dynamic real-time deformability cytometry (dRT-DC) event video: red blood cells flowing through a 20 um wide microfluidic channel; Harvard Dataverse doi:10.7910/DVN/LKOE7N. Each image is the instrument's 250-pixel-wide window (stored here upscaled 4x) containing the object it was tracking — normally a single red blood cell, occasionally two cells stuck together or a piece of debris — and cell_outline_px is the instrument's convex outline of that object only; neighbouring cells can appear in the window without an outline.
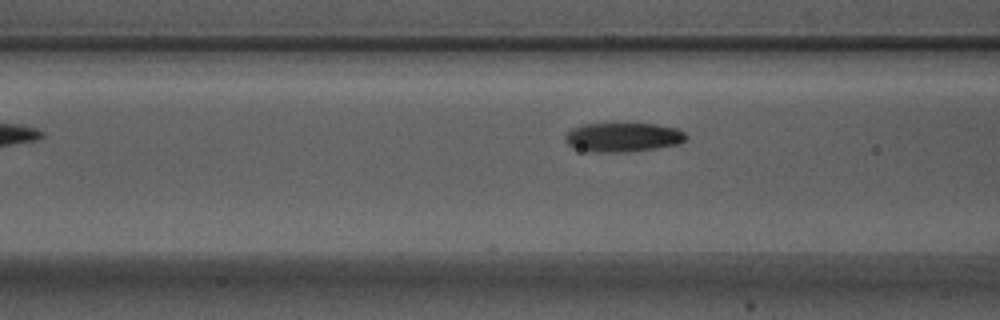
{"species": "Egyptian fruit bat (a non-hibernating species)", "species_latin": "Rousettus aegyptiacus", "temperature_condition": "warm", "stored_images_in_passage": 4, "camera_frame_rate_fps": 3000, "um_per_image_px": 0.085, "animal": {"sex": "male"}, "frame": {"image": 1, "passage_image": 4, "time_ms": 1.0, "image_size_px": [1000, 320], "cell_outline_px": [[688, 136], [680, 144], [656, 148], [628, 152], [592, 152], [568, 144], [564, 140], [564, 136], [572, 128], [584, 124], [612, 120], [656, 124], [676, 128], [684, 132]], "centroid_in_image_um": [52.96, 11.6], "position_along_channel_um": 113.6, "area_um2": 21.44}}